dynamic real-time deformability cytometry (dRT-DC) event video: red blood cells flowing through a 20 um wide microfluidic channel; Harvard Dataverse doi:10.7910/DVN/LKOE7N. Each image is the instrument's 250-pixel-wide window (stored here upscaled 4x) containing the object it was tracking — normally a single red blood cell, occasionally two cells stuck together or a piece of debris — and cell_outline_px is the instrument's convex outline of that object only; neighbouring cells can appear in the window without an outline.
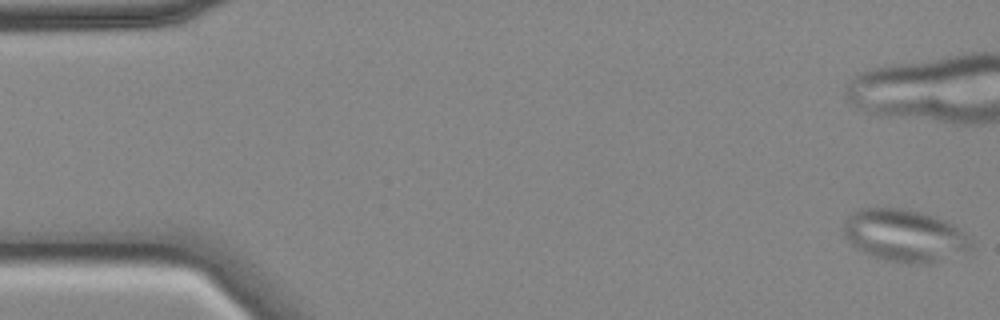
{"species": "common noctule bat (a hibernating species)", "species_latin": "Nyctalus noctula", "temperature_condition": "cold", "stored_images_in_passage": 14, "camera_frame_rate_fps": 3000, "um_per_image_px": 0.085, "animal": {"sex": "female", "body_mass_g": 18.4}, "frame": {"image": 1, "passage_image": 1, "time_ms": 0.0, "image_size_px": [1000, 320], "cell_outline_px": [[972, 248], [936, 264], [908, 264], [888, 260], [872, 256], [856, 248], [844, 236], [844, 220], [848, 216], [860, 208], [900, 208], [920, 212], [944, 220], [960, 228], [972, 236]], "centroid_in_image_um": [76.93, 20.04], "position_along_channel_um": 8.1, "area_um2": 39.19}}